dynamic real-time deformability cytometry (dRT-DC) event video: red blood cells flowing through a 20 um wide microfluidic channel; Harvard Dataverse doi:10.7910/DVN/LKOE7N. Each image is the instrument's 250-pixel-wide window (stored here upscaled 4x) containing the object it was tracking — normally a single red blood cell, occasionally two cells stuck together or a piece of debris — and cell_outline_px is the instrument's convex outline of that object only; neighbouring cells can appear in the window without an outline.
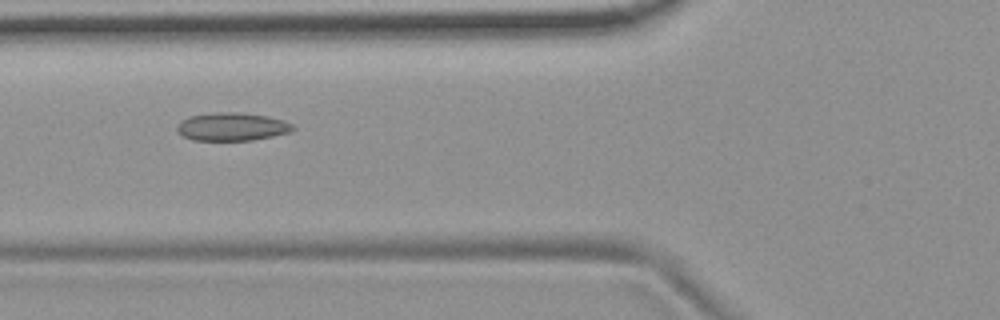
{"species": "common noctule bat (a hibernating species)", "species_latin": "Nyctalus noctula", "temperature_condition": "room temperature", "stored_images_in_passage": 37, "camera_frame_rate_fps": 3000, "um_per_image_px": 0.085, "animal": {"sex": "female", "body_mass_g": 19.9}, "frame": {"image": 1, "passage_image": 5, "time_ms": 1.333, "image_size_px": [1000, 320], "cell_outline_px": [[296, 128], [288, 132], [272, 136], [252, 140], [192, 140], [184, 136], [176, 128], [180, 120], [188, 116], [212, 112], [240, 112], [268, 116], [284, 120], [292, 124]], "centroid_in_image_um": [19.71, 10.75], "position_along_channel_um": 106.1, "area_um2": 19.02}}
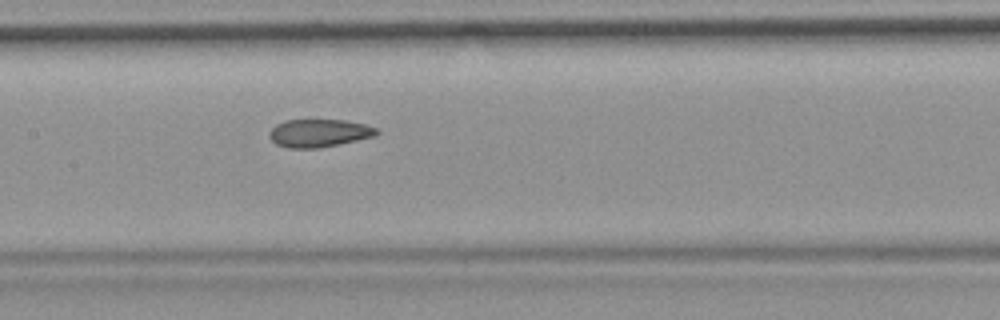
{"frame": {"image": 2, "passage_image": 11, "time_ms": 3.333, "image_size_px": [1000, 320], "cell_outline_px": [[380, 132], [376, 136], [320, 148], [288, 148], [276, 144], [268, 136], [268, 132], [276, 124], [284, 120], [344, 120], [364, 124], [376, 128]], "centroid_in_image_um": [27.1, 11.31], "position_along_channel_um": 180.3, "area_um2": 17.51}}
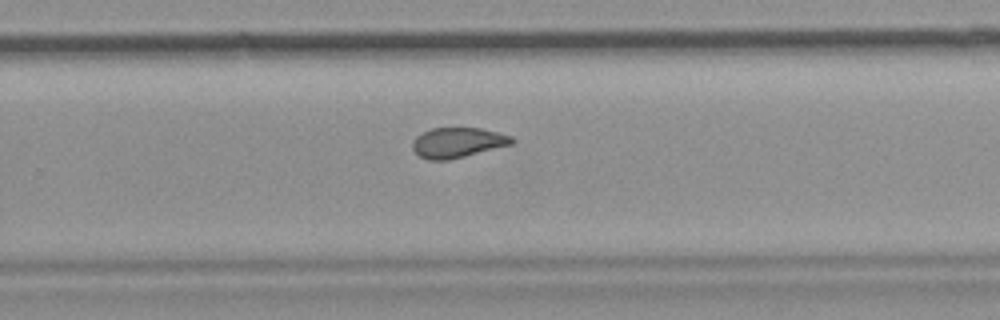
{"frame": {"image": 3, "passage_image": 20, "time_ms": 6.333, "image_size_px": [1000, 320], "cell_outline_px": [[516, 140], [512, 144], [448, 160], [428, 160], [420, 156], [412, 148], [412, 144], [416, 136], [432, 128], [480, 128], [512, 136]], "centroid_in_image_um": [38.9, 12.12], "position_along_channel_um": 290.9, "area_um2": 17.22}, "authors_computed_cell_mechanics": {"area_um2": 18.1492, "velocity_mm_per_s": 3.7085, "shape_relaxation_time_tau1_ms": null, "shape_relaxation_time_tau2_ms": 1.7473, "deformation_change_tau1": null, "deformation_change_tau2": 0.0661}}